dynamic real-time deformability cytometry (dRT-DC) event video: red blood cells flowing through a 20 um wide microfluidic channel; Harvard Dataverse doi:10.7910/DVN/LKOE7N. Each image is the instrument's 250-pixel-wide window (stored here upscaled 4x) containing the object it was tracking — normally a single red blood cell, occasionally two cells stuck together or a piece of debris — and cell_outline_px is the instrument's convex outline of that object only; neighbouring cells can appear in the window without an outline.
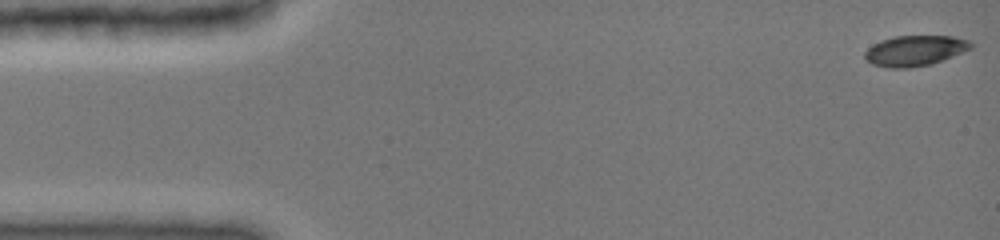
{"species": "common noctule bat (a hibernating species)", "species_latin": "Nyctalus noctula", "temperature_condition": "cold", "stored_images_in_passage": 48, "camera_frame_rate_fps": 3000, "um_per_image_px": 0.085, "animal": {"sex": "female", "body_mass_g": 19.0, "forearm_length_mm": 51.5}, "frame": {"image": 1, "passage_image": 1, "time_ms": 0.0, "image_size_px": [1000, 240], "cell_outline_px": [[972, 48], [932, 64], [908, 68], [892, 68], [872, 64], [864, 60], [864, 52], [872, 44], [880, 40], [896, 36], [952, 36], [968, 40], [972, 44]], "centroid_in_image_um": [77.72, 4.31], "position_along_channel_um": 7.3, "area_um2": 18.84}}
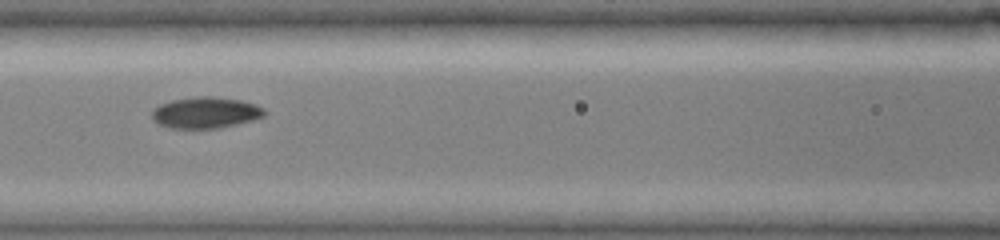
{"frame": {"image": 2, "passage_image": 21, "time_ms": 6.667, "image_size_px": [1000, 240], "cell_outline_px": [[268, 112], [264, 116], [252, 120], [236, 124], [216, 128], [172, 128], [160, 124], [152, 120], [152, 112], [160, 104], [172, 100], [196, 96], [212, 96], [240, 100], [256, 104], [264, 108]], "centroid_in_image_um": [17.5, 9.56], "position_along_channel_um": 149.1, "area_um2": 20.4}}
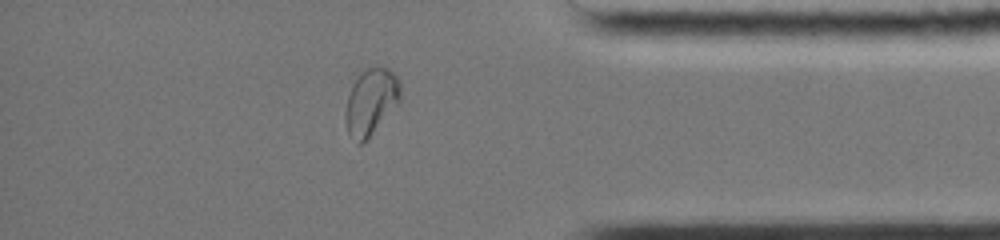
{"frame": {"image": 3, "passage_image": 41, "time_ms": 13.333, "image_size_px": [1000, 240], "cell_outline_px": [[400, 104], [360, 144], [356, 144], [348, 136], [344, 120], [344, 112], [348, 96], [352, 84], [360, 72], [368, 68], [380, 64], [388, 68], [400, 80]], "centroid_in_image_um": [31.52, 8.63], "position_along_channel_um": 403.7, "area_um2": 21.68}, "authors_computed_cell_mechanics": {"area_um2": 20.2589, "velocity_mm_per_s": 3.9742, "shape_relaxation_time_tau1_ms": 3.5212, "shape_relaxation_time_tau2_ms": 2.3679, "deformation_change_tau1": 0.1006, "deformation_change_tau2": 0.053}}